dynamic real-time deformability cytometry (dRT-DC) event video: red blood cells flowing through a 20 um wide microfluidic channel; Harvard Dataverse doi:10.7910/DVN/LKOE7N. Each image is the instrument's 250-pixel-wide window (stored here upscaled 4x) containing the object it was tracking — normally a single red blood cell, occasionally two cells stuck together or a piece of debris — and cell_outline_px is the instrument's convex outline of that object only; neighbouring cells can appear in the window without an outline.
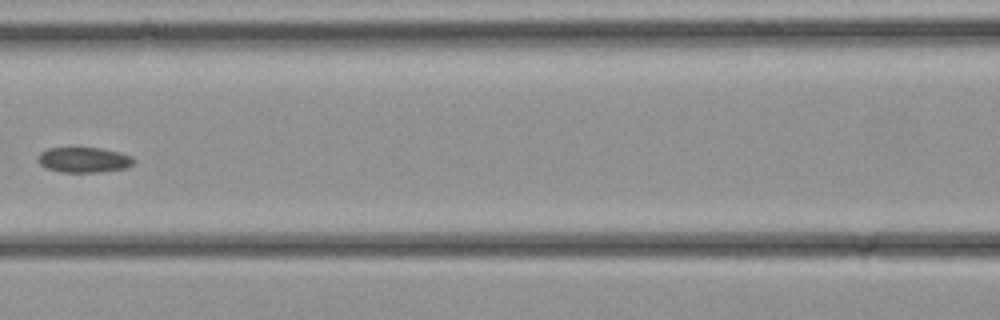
{"species": "common noctule bat (a hibernating species)", "species_latin": "Nyctalus noctula", "temperature_condition": "cold", "stored_images_in_passage": 35, "camera_frame_rate_fps": 3000, "um_per_image_px": 0.085, "animal": {"sex": "female", "body_mass_g": 21.9}, "frame": {"image": 1, "passage_image": 16, "time_ms": 5.0, "image_size_px": [1000, 320], "cell_outline_px": [[136, 160], [128, 168], [96, 172], [60, 172], [48, 168], [40, 164], [36, 160], [36, 156], [40, 152], [48, 148], [100, 148], [120, 152], [132, 156]], "centroid_in_image_um": [7.12, 13.58], "position_along_channel_um": 159.5, "area_um2": 14.22}}
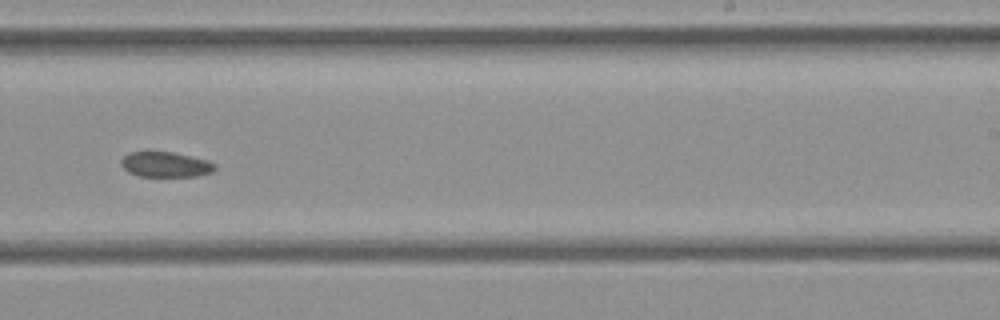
{"frame": {"image": 2, "passage_image": 22, "time_ms": 7.0, "image_size_px": [1000, 320], "cell_outline_px": [[216, 168], [212, 172], [196, 176], [140, 176], [128, 172], [120, 164], [120, 160], [128, 152], [172, 152], [208, 160], [216, 164]], "centroid_in_image_um": [14.07, 13.98], "position_along_channel_um": 274.9, "area_um2": 13.76}}
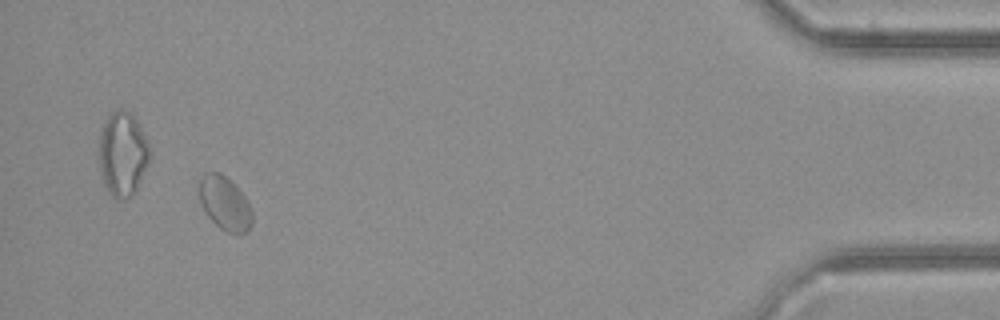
{"frame": {"image": 3, "passage_image": 33, "time_ms": 10.667, "image_size_px": [1000, 320], "cell_outline_px": [[252, 224], [248, 232], [240, 236], [236, 236], [220, 228], [208, 216], [200, 200], [196, 180], [204, 172], [220, 172], [244, 196], [252, 212]], "centroid_in_image_um": [19.08, 17.3], "position_along_channel_um": 416.1, "area_um2": 16.76}}